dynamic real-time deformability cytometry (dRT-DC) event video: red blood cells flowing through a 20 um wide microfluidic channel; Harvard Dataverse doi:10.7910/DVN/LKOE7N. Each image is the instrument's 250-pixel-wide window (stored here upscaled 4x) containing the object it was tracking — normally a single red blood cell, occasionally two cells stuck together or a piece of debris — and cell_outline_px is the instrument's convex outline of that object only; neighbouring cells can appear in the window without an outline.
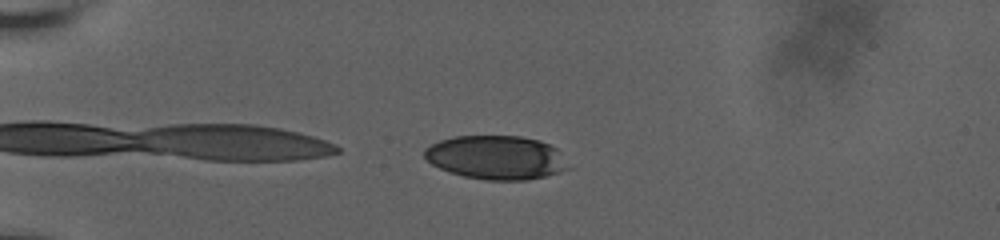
{"species": "human", "species_latin": "Homo sapiens", "temperature_condition": "room temperature", "stored_images_in_passage": 25, "camera_frame_rate_fps": 3000, "um_per_image_px": 0.085, "donor": {"sex": "male"}, "frame": {"image": 1, "passage_image": 2, "time_ms": 0.333, "image_size_px": [1000, 240], "cell_outline_px": [[572, 168], [560, 172], [544, 176], [524, 180], [488, 180], [464, 176], [440, 168], [432, 164], [424, 156], [424, 148], [440, 140], [456, 136], [520, 136], [540, 140], [556, 148]], "centroid_in_image_um": [42.2, 13.38], "position_along_channel_um": 42.8, "area_um2": 36.59}}
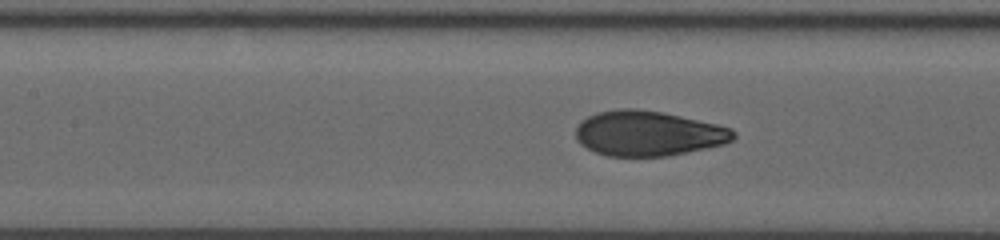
{"frame": {"image": 2, "passage_image": 19, "time_ms": 4.667, "image_size_px": [1000, 240], "cell_outline_px": [[736, 136], [732, 140], [724, 144], [668, 156], [608, 156], [596, 152], [580, 144], [576, 140], [576, 128], [580, 120], [596, 112], [620, 108], [636, 108], [660, 112], [680, 116], [716, 124], [732, 128], [736, 132]], "centroid_in_image_um": [55.07, 11.33], "position_along_channel_um": 152.3, "area_um2": 41.44}}
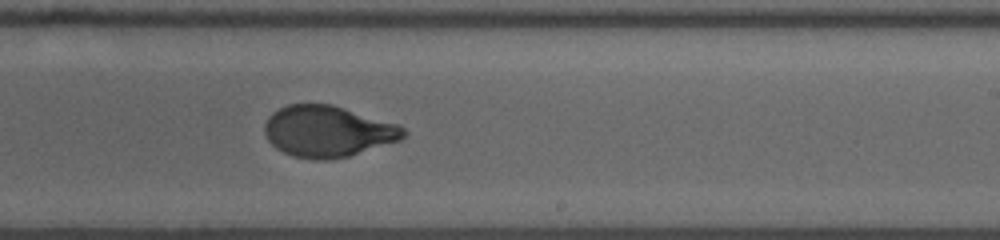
{"frame": {"image": 3, "passage_image": 25, "time_ms": 7.667, "image_size_px": [1000, 240], "cell_outline_px": [[408, 132], [400, 140], [348, 156], [328, 160], [316, 160], [292, 156], [276, 148], [268, 140], [264, 132], [264, 124], [268, 116], [272, 112], [288, 104], [332, 104], [396, 124], [404, 128]], "centroid_in_image_um": [27.82, 11.17], "position_along_channel_um": 261.2, "area_um2": 41.33}}